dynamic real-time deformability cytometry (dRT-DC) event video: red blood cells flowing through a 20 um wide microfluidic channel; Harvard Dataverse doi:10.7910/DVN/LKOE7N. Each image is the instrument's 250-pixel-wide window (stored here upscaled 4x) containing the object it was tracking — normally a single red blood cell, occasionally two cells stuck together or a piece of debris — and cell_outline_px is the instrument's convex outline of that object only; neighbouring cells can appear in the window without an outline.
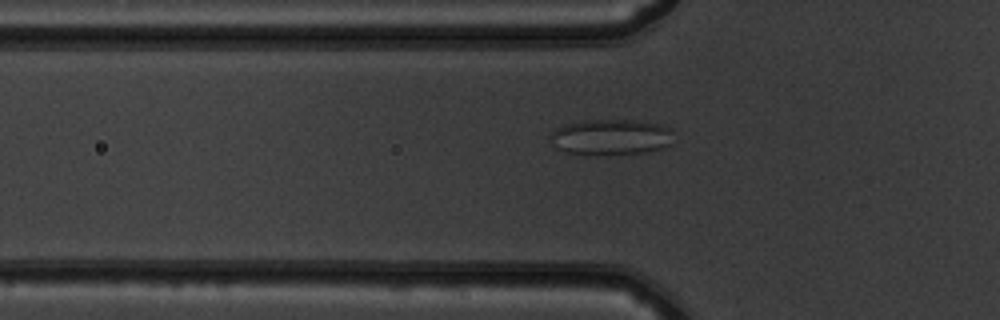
{"species": "common noctule bat (a hibernating species)", "species_latin": "Nyctalus noctula", "temperature_condition": "warm", "stored_images_in_passage": 43, "camera_frame_rate_fps": 3000, "um_per_image_px": 0.085, "animal": {"sex": "male", "body_mass_g": 19.5, "forearm_length_mm": 54.6}, "frame": {"image": 1, "passage_image": 9, "time_ms": 2.667, "image_size_px": [1000, 320], "cell_outline_px": [[672, 128], [668, 144], [664, 148], [652, 152], [564, 152], [556, 148], [552, 136], [552, 132], [556, 128], [564, 124], [584, 120], [644, 120], [664, 124]], "centroid_in_image_um": [51.99, 11.59], "position_along_channel_um": 73.8, "area_um2": 24.97}}
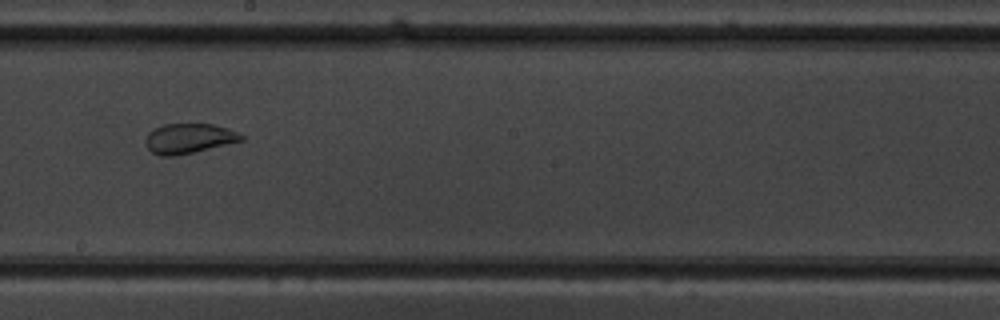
{"frame": {"image": 2, "passage_image": 21, "time_ms": 6.667, "image_size_px": [1000, 320], "cell_outline_px": [[244, 140], [176, 156], [160, 156], [152, 152], [144, 144], [144, 140], [148, 132], [152, 128], [164, 124], [212, 124], [228, 128], [244, 136]], "centroid_in_image_um": [16.0, 11.76], "position_along_channel_um": 232.2, "area_um2": 16.76}}
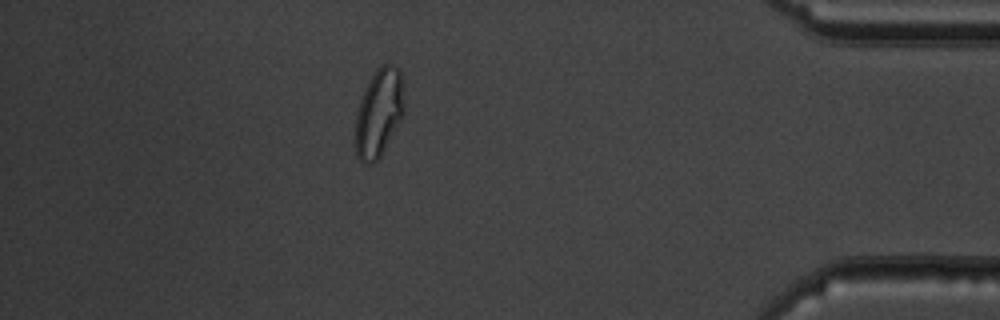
{"frame": {"image": 3, "passage_image": 37, "time_ms": 12.0, "image_size_px": [1000, 320], "cell_outline_px": [[404, 112], [400, 120], [380, 156], [372, 164], [368, 164], [360, 160], [356, 156], [356, 112], [360, 100], [368, 80], [376, 68], [380, 64], [392, 64], [400, 68], [404, 104]], "centroid_in_image_um": [32.2, 9.54], "position_along_channel_um": 403.0, "area_um2": 24.91}, "authors_computed_cell_mechanics": {"area_um2": 21.7906, "velocity_mm_per_s": 3.9421, "shape_relaxation_time_tau1_ms": null, "shape_relaxation_time_tau2_ms": 0.9364, "deformation_change_tau1": null, "deformation_change_tau2": 0.0768}}